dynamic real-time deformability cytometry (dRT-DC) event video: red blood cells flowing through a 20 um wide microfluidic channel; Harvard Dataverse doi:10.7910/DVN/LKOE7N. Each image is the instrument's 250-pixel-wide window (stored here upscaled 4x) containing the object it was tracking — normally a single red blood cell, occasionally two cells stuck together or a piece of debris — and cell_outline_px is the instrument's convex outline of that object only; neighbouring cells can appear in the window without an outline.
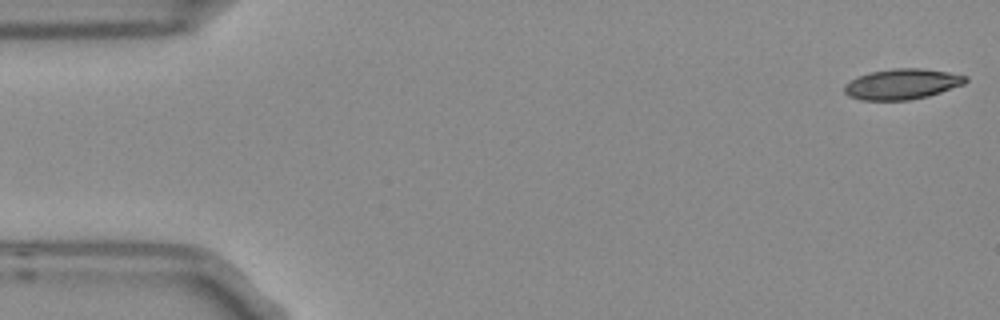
{"species": "Egyptian fruit bat (a non-hibernating species)", "species_latin": "Rousettus aegyptiacus", "temperature_condition": "room temperature", "stored_images_in_passage": 5, "camera_frame_rate_fps": 3000, "um_per_image_px": 0.085, "frame": {"image": 1, "passage_image": 1, "time_ms": 0.0, "image_size_px": [1000, 320], "cell_outline_px": [[968, 80], [964, 84], [928, 96], [908, 100], [860, 100], [848, 96], [844, 92], [844, 84], [856, 76], [872, 72], [892, 68], [920, 68], [948, 72], [968, 76]], "centroid_in_image_um": [76.65, 7.14], "position_along_channel_um": 8.4, "area_um2": 21.62}}
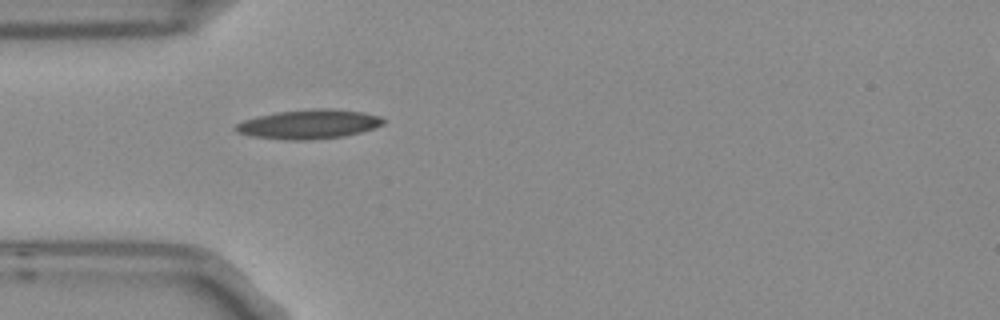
{"frame": {"image": 2, "passage_image": 5, "time_ms": 1.333, "image_size_px": [1000, 320], "cell_outline_px": [[384, 124], [360, 132], [344, 136], [308, 140], [284, 140], [252, 136], [236, 132], [232, 128], [236, 124], [244, 120], [256, 116], [276, 112], [316, 108], [328, 108], [364, 112], [380, 116], [384, 120]], "centroid_in_image_um": [26.22, 10.55], "position_along_channel_um": 58.8, "area_um2": 25.26}}